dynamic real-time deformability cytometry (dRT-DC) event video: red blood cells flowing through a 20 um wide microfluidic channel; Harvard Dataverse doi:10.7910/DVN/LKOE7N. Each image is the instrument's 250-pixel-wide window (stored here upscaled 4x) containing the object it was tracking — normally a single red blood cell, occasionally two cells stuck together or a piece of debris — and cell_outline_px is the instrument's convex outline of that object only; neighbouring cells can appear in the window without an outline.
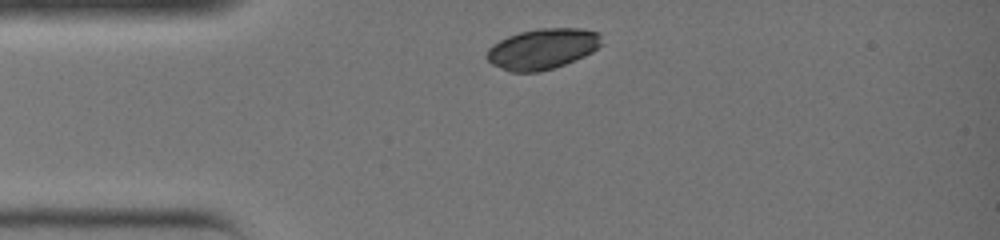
{"species": "common noctule bat (a hibernating species)", "species_latin": "Nyctalus noctula", "temperature_condition": "warm", "stored_images_in_passage": 2, "camera_frame_rate_fps": 3000, "um_per_image_px": 0.085, "animal": {"sex": "female", "body_mass_g": 19.0, "forearm_length_mm": 51.5}, "frame": {"image": 1, "passage_image": 1, "time_ms": 0.0, "image_size_px": [1000, 240], "cell_outline_px": [[604, 44], [592, 52], [584, 56], [564, 64], [540, 72], [512, 72], [492, 64], [484, 56], [488, 48], [492, 44], [508, 36], [520, 32], [536, 28], [580, 28], [600, 32]], "centroid_in_image_um": [46.13, 4.14], "position_along_channel_um": 38.9, "area_um2": 27.4}}